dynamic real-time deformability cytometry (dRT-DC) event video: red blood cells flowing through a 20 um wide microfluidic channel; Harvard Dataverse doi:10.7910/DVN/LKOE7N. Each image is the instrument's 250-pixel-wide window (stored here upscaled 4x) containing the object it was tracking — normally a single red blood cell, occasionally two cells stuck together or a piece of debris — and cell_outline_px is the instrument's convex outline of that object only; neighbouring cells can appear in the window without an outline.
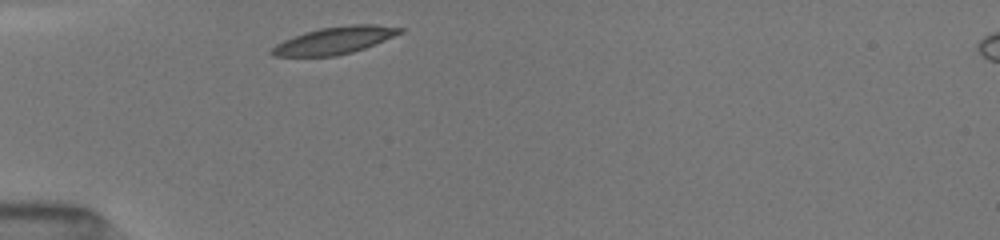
{"species": "common noctule bat (a hibernating species)", "species_latin": "Nyctalus noctula", "temperature_condition": "room temperature", "stored_images_in_passage": 12, "camera_frame_rate_fps": 3000, "um_per_image_px": 0.085, "animal": {"sex": "female", "body_mass_g": 19.5, "forearm_length_mm": 54.1}, "frame": {"image": 1, "passage_image": 1, "time_ms": 0.0, "image_size_px": [1000, 240], "cell_outline_px": [[404, 32], [364, 48], [352, 52], [336, 56], [272, 56], [268, 52], [276, 44], [292, 36], [304, 32], [320, 28], [352, 24], [372, 24], [404, 28]], "centroid_in_image_um": [28.41, 3.43], "position_along_channel_um": 56.6, "area_um2": 20.29}}
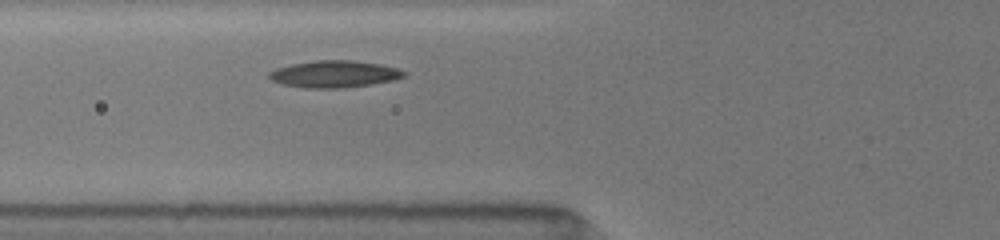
{"frame": {"image": 2, "passage_image": 7, "time_ms": 1.333, "image_size_px": [1000, 240], "cell_outline_px": [[408, 72], [404, 76], [392, 80], [372, 84], [340, 88], [304, 88], [284, 84], [272, 80], [268, 76], [268, 72], [276, 68], [292, 64], [312, 60], [352, 60], [380, 64], [396, 68]], "centroid_in_image_um": [28.4, 6.29], "position_along_channel_um": 97.4, "area_um2": 21.1}}
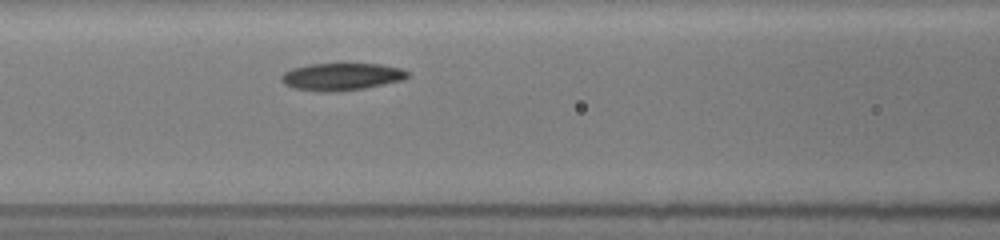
{"frame": {"image": 3, "passage_image": 12, "time_ms": 2.333, "image_size_px": [1000, 240], "cell_outline_px": [[412, 76], [404, 80], [364, 88], [336, 92], [320, 92], [292, 88], [284, 84], [280, 80], [280, 76], [284, 72], [292, 68], [308, 64], [380, 64], [400, 68], [408, 72]], "centroid_in_image_um": [29.01, 6.52], "position_along_channel_um": 137.6, "area_um2": 20.35}}